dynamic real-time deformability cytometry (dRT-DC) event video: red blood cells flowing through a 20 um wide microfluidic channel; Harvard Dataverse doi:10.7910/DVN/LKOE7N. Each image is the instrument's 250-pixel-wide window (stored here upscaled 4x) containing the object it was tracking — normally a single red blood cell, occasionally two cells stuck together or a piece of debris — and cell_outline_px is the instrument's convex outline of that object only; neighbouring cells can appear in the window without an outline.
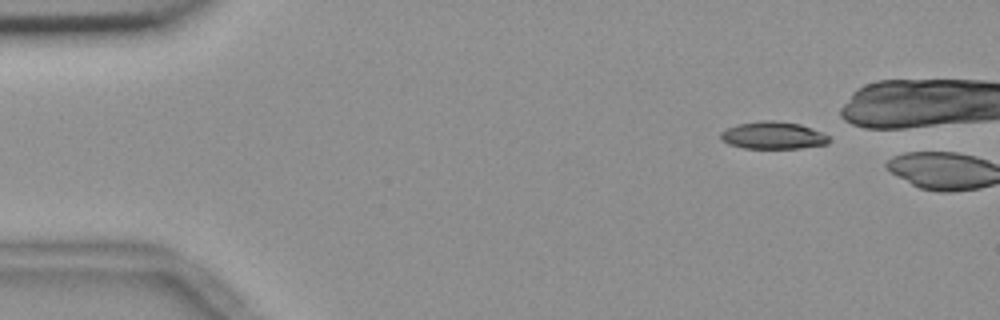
{"species": "common noctule bat (a hibernating species)", "species_latin": "Nyctalus noctula", "temperature_condition": "room temperature", "stored_images_in_passage": 2, "camera_frame_rate_fps": 3000, "um_per_image_px": 0.085, "animal": {"sex": "female", "body_mass_g": 18.4}, "frame": {"image": 1, "passage_image": 1, "time_ms": 0.0, "image_size_px": [1000, 320], "cell_outline_px": [[828, 144], [800, 148], [744, 148], [728, 144], [720, 140], [720, 132], [736, 124], [760, 120], [776, 120], [800, 124], [812, 128], [828, 136]], "centroid_in_image_um": [65.67, 11.5], "position_along_channel_um": 19.3, "area_um2": 17.34}}